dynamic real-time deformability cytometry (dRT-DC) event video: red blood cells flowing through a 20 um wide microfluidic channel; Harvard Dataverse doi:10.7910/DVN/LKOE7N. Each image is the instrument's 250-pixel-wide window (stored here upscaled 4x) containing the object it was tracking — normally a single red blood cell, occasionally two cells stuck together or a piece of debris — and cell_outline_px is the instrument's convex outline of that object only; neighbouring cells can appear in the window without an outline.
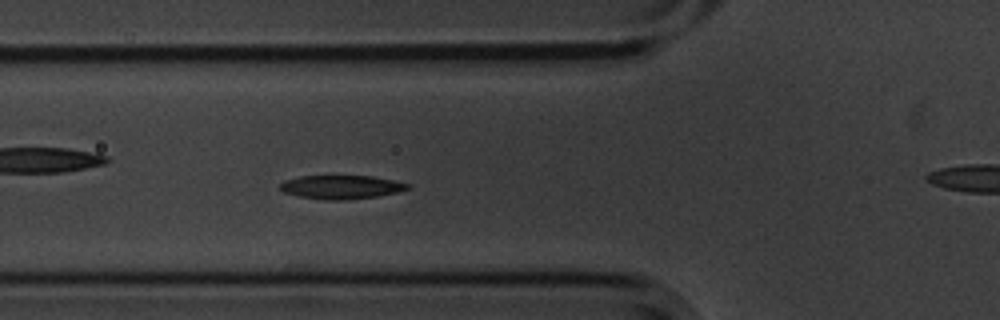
{"species": "common noctule bat (a hibernating species)", "species_latin": "Nyctalus noctula", "temperature_condition": "cold", "stored_images_in_passage": 55, "camera_frame_rate_fps": 3000, "um_per_image_px": 0.085, "animal": {"sex": "male", "body_mass_g": 20.1, "forearm_length_mm": 53.5}, "frame": {"image": 1, "passage_image": 18, "time_ms": 5.667, "image_size_px": [1000, 320], "cell_outline_px": [[412, 184], [408, 188], [400, 192], [376, 196], [348, 200], [324, 200], [300, 196], [284, 192], [280, 188], [280, 184], [284, 180], [300, 176], [372, 176]], "centroid_in_image_um": [29.02, 15.9], "position_along_channel_um": 96.8, "area_um2": 17.57}}
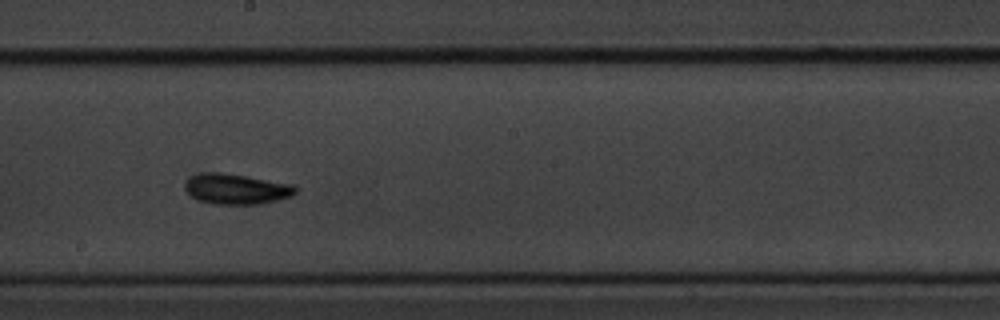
{"frame": {"image": 2, "passage_image": 29, "time_ms": 9.333, "image_size_px": [1000, 320], "cell_outline_px": [[296, 192], [292, 196], [260, 204], [216, 204], [200, 200], [192, 196], [184, 188], [184, 184], [192, 176], [200, 172], [220, 172], [292, 184], [296, 188]], "centroid_in_image_um": [20.08, 16.06], "position_along_channel_um": 228.1, "area_um2": 19.31}}
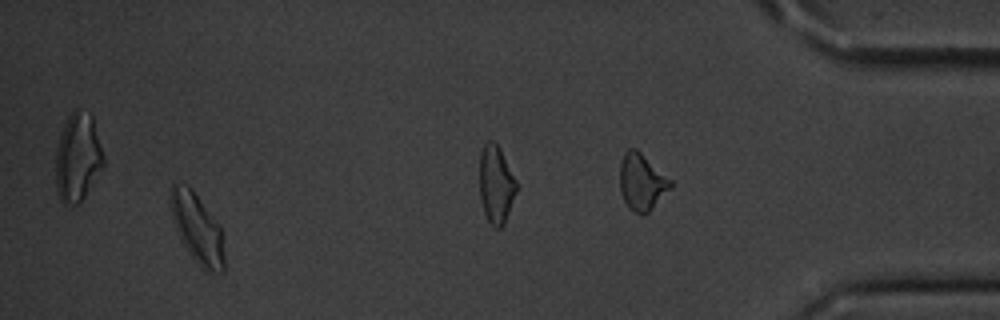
{"frame": {"image": 3, "passage_image": 51, "time_ms": 16.667, "image_size_px": [1000, 320], "cell_outline_px": [[224, 272], [204, 272], [196, 264], [180, 240], [176, 232], [172, 220], [168, 204], [168, 192], [172, 184], [176, 184], [192, 188], [220, 224], [224, 256]], "centroid_in_image_um": [16.72, 19.42], "position_along_channel_um": 418.5, "area_um2": 22.54}, "authors_computed_cell_mechanics": {"area_um2": 18.0914, "velocity_mm_per_s": 3.5654, "shape_relaxation_time_tau1_ms": 2.4783, "shape_relaxation_time_tau2_ms": 6.9993, "deformation_change_tau1": 0.1094, "deformation_change_tau2": 0.1269}}